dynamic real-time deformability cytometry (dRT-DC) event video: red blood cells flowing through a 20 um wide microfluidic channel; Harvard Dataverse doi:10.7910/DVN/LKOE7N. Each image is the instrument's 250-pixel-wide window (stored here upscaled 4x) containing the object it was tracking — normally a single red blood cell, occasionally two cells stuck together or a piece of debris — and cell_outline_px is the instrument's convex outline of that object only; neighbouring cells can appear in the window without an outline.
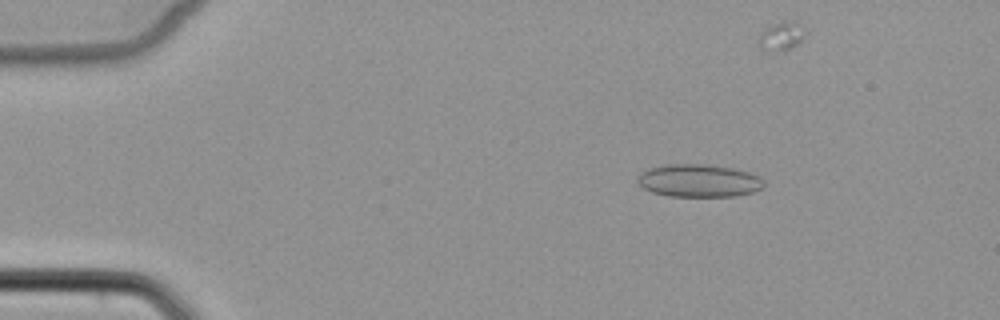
{"species": "common noctule bat (a hibernating species)", "species_latin": "Nyctalus noctula", "temperature_condition": "cold", "stored_images_in_passage": 6, "camera_frame_rate_fps": 3000, "um_per_image_px": 0.085, "animal": {"sex": "female", "body_mass_g": 22.7, "forearm_length_mm": 54.2}, "frame": {"image": 1, "passage_image": 3, "time_ms": 2.333, "image_size_px": [1000, 320], "cell_outline_px": [[764, 184], [760, 188], [752, 192], [736, 196], [668, 196], [652, 192], [644, 188], [636, 180], [640, 172], [648, 168], [664, 164], [708, 164], [732, 168], [748, 172], [760, 176], [764, 180]], "centroid_in_image_um": [59.38, 15.34], "position_along_channel_um": 25.6, "area_um2": 24.22}}